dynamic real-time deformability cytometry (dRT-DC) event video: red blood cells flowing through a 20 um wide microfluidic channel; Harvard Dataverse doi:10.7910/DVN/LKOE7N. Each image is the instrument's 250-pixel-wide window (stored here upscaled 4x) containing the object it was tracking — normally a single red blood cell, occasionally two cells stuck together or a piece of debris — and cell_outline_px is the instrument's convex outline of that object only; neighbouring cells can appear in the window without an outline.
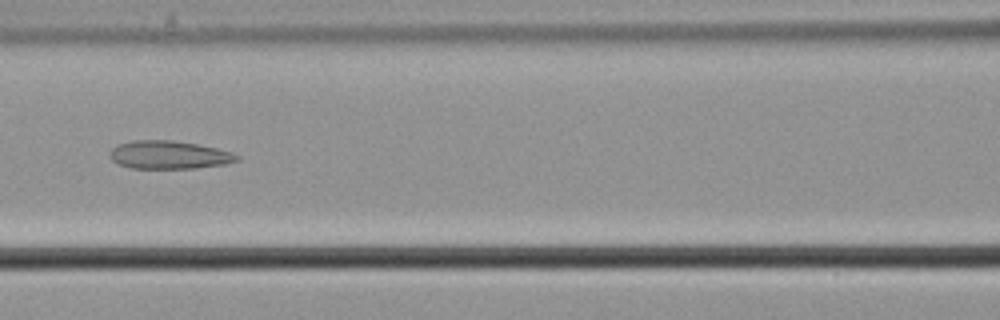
{"species": "common noctule bat (a hibernating species)", "species_latin": "Nyctalus noctula", "temperature_condition": "cold", "stored_images_in_passage": 8, "camera_frame_rate_fps": 3000, "um_per_image_px": 0.085, "animal": {"sex": "male", "body_mass_g": 21.5, "forearm_length_mm": 52.0}, "frame": {"image": 1, "passage_image": 7, "time_ms": 2.0, "image_size_px": [1000, 320], "cell_outline_px": [[240, 160], [224, 164], [196, 168], [132, 168], [120, 164], [112, 160], [112, 148], [120, 144], [132, 140], [172, 140], [196, 144], [216, 148], [232, 152], [240, 156]], "centroid_in_image_um": [14.42, 13.16], "position_along_channel_um": 152.2, "area_um2": 20.58}}
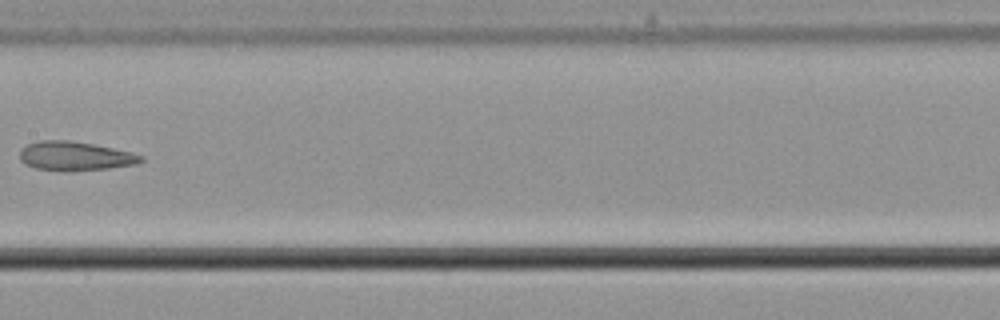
{"frame": {"image": 2, "passage_image": 8, "time_ms": 2.333, "image_size_px": [1000, 320], "cell_outline_px": [[144, 160], [136, 164], [108, 168], [68, 172], [64, 172], [36, 168], [24, 164], [20, 160], [20, 152], [28, 144], [40, 140], [68, 140], [92, 144], [112, 148], [144, 156]], "centroid_in_image_um": [6.36, 13.28], "position_along_channel_um": 201.0, "area_um2": 20.46}}